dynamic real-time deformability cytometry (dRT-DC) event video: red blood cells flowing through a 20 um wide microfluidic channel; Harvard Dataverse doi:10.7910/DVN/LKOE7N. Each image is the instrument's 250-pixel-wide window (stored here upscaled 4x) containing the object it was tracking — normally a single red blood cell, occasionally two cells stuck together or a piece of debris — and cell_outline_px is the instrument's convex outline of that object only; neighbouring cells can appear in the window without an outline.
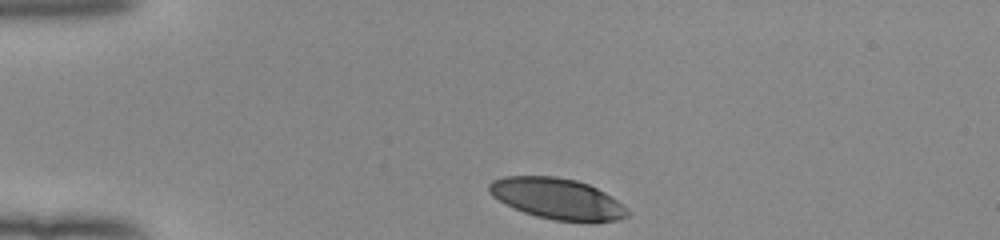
{"species": "human", "species_latin": "Homo sapiens", "temperature_condition": "room temperature", "stored_images_in_passage": 33, "camera_frame_rate_fps": 3000, "um_per_image_px": 0.085, "donor": {"sex": "female"}, "frame": {"image": 1, "passage_image": 1, "time_ms": 0.0, "image_size_px": [1000, 240], "cell_outline_px": [[628, 216], [616, 220], [552, 220], [536, 216], [524, 212], [504, 204], [492, 196], [488, 192], [488, 184], [492, 180], [504, 176], [556, 176], [576, 180], [588, 184], [604, 192], [616, 200], [628, 212]], "centroid_in_image_um": [47.26, 16.86], "position_along_channel_um": 37.7, "area_um2": 32.48}}
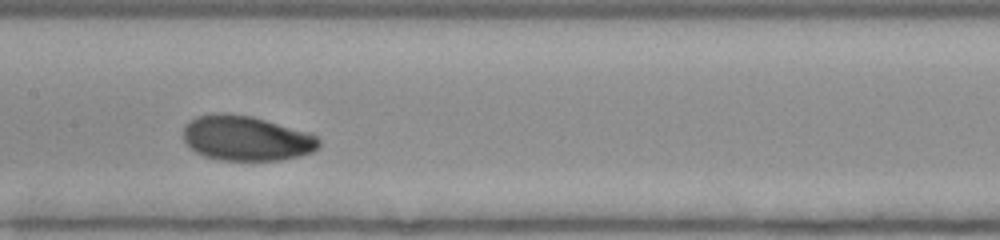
{"frame": {"image": 2, "passage_image": 16, "time_ms": 5.0, "image_size_px": [1000, 240], "cell_outline_px": [[320, 144], [312, 152], [300, 156], [280, 160], [216, 160], [204, 156], [196, 152], [184, 140], [184, 124], [188, 120], [196, 116], [212, 112], [228, 112], [252, 116], [312, 132], [320, 140]], "centroid_in_image_um": [20.93, 11.73], "position_along_channel_um": 186.5, "area_um2": 36.13}}
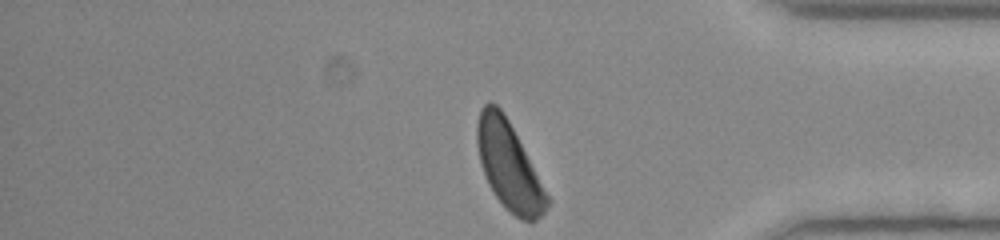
{"frame": {"image": 3, "passage_image": 33, "time_ms": 10.667, "image_size_px": [1000, 240], "cell_outline_px": [[552, 200], [544, 212], [536, 220], [520, 220], [496, 196], [488, 184], [480, 164], [476, 144], [476, 124], [480, 108], [484, 104], [496, 104], [500, 108], [508, 120]], "centroid_in_image_um": [43.25, 14.09], "position_along_channel_um": 391.9, "area_um2": 35.43}, "authors_computed_cell_mechanics": {"area_um2": 35.4314, "velocity_mm_per_s": 3.9315, "shape_relaxation_time_tau1_ms": 3.3812, "shape_relaxation_time_tau2_ms": null, "deformation_change_tau1": 0.1772, "deformation_change_tau2": null}}